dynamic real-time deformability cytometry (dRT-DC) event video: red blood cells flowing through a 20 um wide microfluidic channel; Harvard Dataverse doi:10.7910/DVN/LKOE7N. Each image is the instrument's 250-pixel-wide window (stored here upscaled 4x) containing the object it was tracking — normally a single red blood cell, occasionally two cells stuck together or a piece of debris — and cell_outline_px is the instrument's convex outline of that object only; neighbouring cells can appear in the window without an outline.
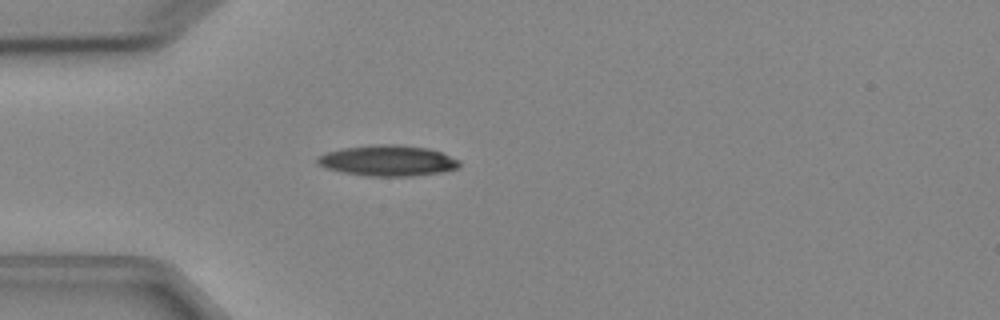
{"species": "Egyptian fruit bat (a non-hibernating species)", "species_latin": "Rousettus aegyptiacus", "temperature_condition": "cold", "stored_images_in_passage": 1, "camera_frame_rate_fps": 3000, "um_per_image_px": 0.085, "animal": {"sex": "female"}, "frame": {"image": 1, "passage_image": 1, "time_ms": 0.0, "image_size_px": [1000, 320], "cell_outline_px": [[460, 168], [444, 172], [412, 176], [368, 176], [344, 172], [328, 168], [316, 164], [316, 156], [328, 152], [344, 148], [372, 144], [396, 144], [428, 148], [440, 152], [460, 160]], "centroid_in_image_um": [32.99, 13.65], "position_along_channel_um": 52.0, "area_um2": 25.55}}